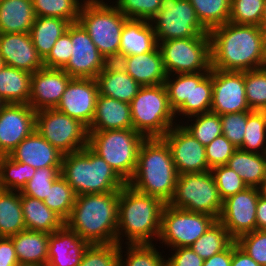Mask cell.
<instances>
[{"mask_svg": "<svg viewBox=\"0 0 266 266\" xmlns=\"http://www.w3.org/2000/svg\"><path fill=\"white\" fill-rule=\"evenodd\" d=\"M237 245L260 266H266V230H255L240 236Z\"/></svg>", "mask_w": 266, "mask_h": 266, "instance_id": "51", "label": "cell"}, {"mask_svg": "<svg viewBox=\"0 0 266 266\" xmlns=\"http://www.w3.org/2000/svg\"><path fill=\"white\" fill-rule=\"evenodd\" d=\"M96 79L72 78L56 109L90 127L98 96Z\"/></svg>", "mask_w": 266, "mask_h": 266, "instance_id": "19", "label": "cell"}, {"mask_svg": "<svg viewBox=\"0 0 266 266\" xmlns=\"http://www.w3.org/2000/svg\"><path fill=\"white\" fill-rule=\"evenodd\" d=\"M162 139L167 143L179 175L210 171L205 146L181 125H174Z\"/></svg>", "mask_w": 266, "mask_h": 266, "instance_id": "16", "label": "cell"}, {"mask_svg": "<svg viewBox=\"0 0 266 266\" xmlns=\"http://www.w3.org/2000/svg\"><path fill=\"white\" fill-rule=\"evenodd\" d=\"M130 107L133 129L145 138H162L178 124L164 84L141 86Z\"/></svg>", "mask_w": 266, "mask_h": 266, "instance_id": "8", "label": "cell"}, {"mask_svg": "<svg viewBox=\"0 0 266 266\" xmlns=\"http://www.w3.org/2000/svg\"><path fill=\"white\" fill-rule=\"evenodd\" d=\"M118 203L119 192L76 196L65 225L90 245L117 243Z\"/></svg>", "mask_w": 266, "mask_h": 266, "instance_id": "3", "label": "cell"}, {"mask_svg": "<svg viewBox=\"0 0 266 266\" xmlns=\"http://www.w3.org/2000/svg\"><path fill=\"white\" fill-rule=\"evenodd\" d=\"M150 22L157 43L209 33L200 23L189 0H162L159 12Z\"/></svg>", "mask_w": 266, "mask_h": 266, "instance_id": "13", "label": "cell"}, {"mask_svg": "<svg viewBox=\"0 0 266 266\" xmlns=\"http://www.w3.org/2000/svg\"><path fill=\"white\" fill-rule=\"evenodd\" d=\"M167 75L210 72L209 33L197 37L179 38L158 43Z\"/></svg>", "mask_w": 266, "mask_h": 266, "instance_id": "10", "label": "cell"}, {"mask_svg": "<svg viewBox=\"0 0 266 266\" xmlns=\"http://www.w3.org/2000/svg\"><path fill=\"white\" fill-rule=\"evenodd\" d=\"M0 56L6 66L30 73L44 67L29 33H0Z\"/></svg>", "mask_w": 266, "mask_h": 266, "instance_id": "21", "label": "cell"}, {"mask_svg": "<svg viewBox=\"0 0 266 266\" xmlns=\"http://www.w3.org/2000/svg\"><path fill=\"white\" fill-rule=\"evenodd\" d=\"M125 250H122L124 249ZM153 244L120 245L119 266H167L165 256ZM125 255H124V253ZM126 256V257H125Z\"/></svg>", "mask_w": 266, "mask_h": 266, "instance_id": "37", "label": "cell"}, {"mask_svg": "<svg viewBox=\"0 0 266 266\" xmlns=\"http://www.w3.org/2000/svg\"><path fill=\"white\" fill-rule=\"evenodd\" d=\"M36 129L29 104H6L0 112V156H7Z\"/></svg>", "mask_w": 266, "mask_h": 266, "instance_id": "18", "label": "cell"}, {"mask_svg": "<svg viewBox=\"0 0 266 266\" xmlns=\"http://www.w3.org/2000/svg\"><path fill=\"white\" fill-rule=\"evenodd\" d=\"M256 230H266V199L260 196L256 206Z\"/></svg>", "mask_w": 266, "mask_h": 266, "instance_id": "59", "label": "cell"}, {"mask_svg": "<svg viewBox=\"0 0 266 266\" xmlns=\"http://www.w3.org/2000/svg\"><path fill=\"white\" fill-rule=\"evenodd\" d=\"M252 111L246 100L244 71L212 68L211 110L218 115Z\"/></svg>", "mask_w": 266, "mask_h": 266, "instance_id": "15", "label": "cell"}, {"mask_svg": "<svg viewBox=\"0 0 266 266\" xmlns=\"http://www.w3.org/2000/svg\"><path fill=\"white\" fill-rule=\"evenodd\" d=\"M95 79L99 95L129 104L141 87L118 62H108Z\"/></svg>", "mask_w": 266, "mask_h": 266, "instance_id": "25", "label": "cell"}, {"mask_svg": "<svg viewBox=\"0 0 266 266\" xmlns=\"http://www.w3.org/2000/svg\"><path fill=\"white\" fill-rule=\"evenodd\" d=\"M111 1V0H110ZM115 1V2H114ZM111 3L128 19L151 21L162 0H114Z\"/></svg>", "mask_w": 266, "mask_h": 266, "instance_id": "49", "label": "cell"}, {"mask_svg": "<svg viewBox=\"0 0 266 266\" xmlns=\"http://www.w3.org/2000/svg\"><path fill=\"white\" fill-rule=\"evenodd\" d=\"M262 112H263V115H264V117H265V121H266V109H263V110H261Z\"/></svg>", "mask_w": 266, "mask_h": 266, "instance_id": "66", "label": "cell"}, {"mask_svg": "<svg viewBox=\"0 0 266 266\" xmlns=\"http://www.w3.org/2000/svg\"><path fill=\"white\" fill-rule=\"evenodd\" d=\"M164 206L161 199L126 184L119 191L117 244H153L157 241Z\"/></svg>", "mask_w": 266, "mask_h": 266, "instance_id": "2", "label": "cell"}, {"mask_svg": "<svg viewBox=\"0 0 266 266\" xmlns=\"http://www.w3.org/2000/svg\"><path fill=\"white\" fill-rule=\"evenodd\" d=\"M35 130L62 154L88 146V128L56 108L36 112Z\"/></svg>", "mask_w": 266, "mask_h": 266, "instance_id": "12", "label": "cell"}, {"mask_svg": "<svg viewBox=\"0 0 266 266\" xmlns=\"http://www.w3.org/2000/svg\"><path fill=\"white\" fill-rule=\"evenodd\" d=\"M210 171L214 177L222 200H225L231 195L242 192L248 187L243 179L227 165L214 167Z\"/></svg>", "mask_w": 266, "mask_h": 266, "instance_id": "50", "label": "cell"}, {"mask_svg": "<svg viewBox=\"0 0 266 266\" xmlns=\"http://www.w3.org/2000/svg\"><path fill=\"white\" fill-rule=\"evenodd\" d=\"M63 155L35 130L19 143L9 156L19 163H26L38 169L61 166Z\"/></svg>", "mask_w": 266, "mask_h": 266, "instance_id": "24", "label": "cell"}, {"mask_svg": "<svg viewBox=\"0 0 266 266\" xmlns=\"http://www.w3.org/2000/svg\"><path fill=\"white\" fill-rule=\"evenodd\" d=\"M20 199L26 229L51 234L65 225V221L44 201L21 193Z\"/></svg>", "mask_w": 266, "mask_h": 266, "instance_id": "30", "label": "cell"}, {"mask_svg": "<svg viewBox=\"0 0 266 266\" xmlns=\"http://www.w3.org/2000/svg\"><path fill=\"white\" fill-rule=\"evenodd\" d=\"M265 0H231L229 22L261 25Z\"/></svg>", "mask_w": 266, "mask_h": 266, "instance_id": "46", "label": "cell"}, {"mask_svg": "<svg viewBox=\"0 0 266 266\" xmlns=\"http://www.w3.org/2000/svg\"><path fill=\"white\" fill-rule=\"evenodd\" d=\"M117 62L141 86L164 84L167 78L159 46L141 55L121 57Z\"/></svg>", "mask_w": 266, "mask_h": 266, "instance_id": "23", "label": "cell"}, {"mask_svg": "<svg viewBox=\"0 0 266 266\" xmlns=\"http://www.w3.org/2000/svg\"><path fill=\"white\" fill-rule=\"evenodd\" d=\"M145 139L134 129L88 131V147L126 183L135 173L139 148Z\"/></svg>", "mask_w": 266, "mask_h": 266, "instance_id": "7", "label": "cell"}, {"mask_svg": "<svg viewBox=\"0 0 266 266\" xmlns=\"http://www.w3.org/2000/svg\"><path fill=\"white\" fill-rule=\"evenodd\" d=\"M61 176L77 196L119 192L127 183L88 146L63 155Z\"/></svg>", "mask_w": 266, "mask_h": 266, "instance_id": "5", "label": "cell"}, {"mask_svg": "<svg viewBox=\"0 0 266 266\" xmlns=\"http://www.w3.org/2000/svg\"><path fill=\"white\" fill-rule=\"evenodd\" d=\"M111 4L105 0H85L80 9L78 22L88 32L105 59L108 62H117L121 33L128 18Z\"/></svg>", "mask_w": 266, "mask_h": 266, "instance_id": "6", "label": "cell"}, {"mask_svg": "<svg viewBox=\"0 0 266 266\" xmlns=\"http://www.w3.org/2000/svg\"><path fill=\"white\" fill-rule=\"evenodd\" d=\"M223 135L237 148L243 145L246 132L247 112L220 115Z\"/></svg>", "mask_w": 266, "mask_h": 266, "instance_id": "52", "label": "cell"}, {"mask_svg": "<svg viewBox=\"0 0 266 266\" xmlns=\"http://www.w3.org/2000/svg\"><path fill=\"white\" fill-rule=\"evenodd\" d=\"M71 57L62 68L72 78L95 79L108 61L98 51L88 32L79 23L70 24Z\"/></svg>", "mask_w": 266, "mask_h": 266, "instance_id": "14", "label": "cell"}, {"mask_svg": "<svg viewBox=\"0 0 266 266\" xmlns=\"http://www.w3.org/2000/svg\"><path fill=\"white\" fill-rule=\"evenodd\" d=\"M178 176L167 143L162 138H146L139 148L135 173L127 184L168 204Z\"/></svg>", "mask_w": 266, "mask_h": 266, "instance_id": "4", "label": "cell"}, {"mask_svg": "<svg viewBox=\"0 0 266 266\" xmlns=\"http://www.w3.org/2000/svg\"><path fill=\"white\" fill-rule=\"evenodd\" d=\"M18 263L12 239L0 237V266H16Z\"/></svg>", "mask_w": 266, "mask_h": 266, "instance_id": "56", "label": "cell"}, {"mask_svg": "<svg viewBox=\"0 0 266 266\" xmlns=\"http://www.w3.org/2000/svg\"><path fill=\"white\" fill-rule=\"evenodd\" d=\"M211 68L249 71L266 67L259 26L227 22L209 31Z\"/></svg>", "mask_w": 266, "mask_h": 266, "instance_id": "1", "label": "cell"}, {"mask_svg": "<svg viewBox=\"0 0 266 266\" xmlns=\"http://www.w3.org/2000/svg\"><path fill=\"white\" fill-rule=\"evenodd\" d=\"M76 194L60 175L49 188L44 204L58 214L64 221L68 219L76 201Z\"/></svg>", "mask_w": 266, "mask_h": 266, "instance_id": "42", "label": "cell"}, {"mask_svg": "<svg viewBox=\"0 0 266 266\" xmlns=\"http://www.w3.org/2000/svg\"><path fill=\"white\" fill-rule=\"evenodd\" d=\"M259 31L261 34L263 52H264V55L266 56V24H261L259 26Z\"/></svg>", "mask_w": 266, "mask_h": 266, "instance_id": "60", "label": "cell"}, {"mask_svg": "<svg viewBox=\"0 0 266 266\" xmlns=\"http://www.w3.org/2000/svg\"><path fill=\"white\" fill-rule=\"evenodd\" d=\"M71 23L57 17H36L30 29V36L42 60L49 54L59 37Z\"/></svg>", "mask_w": 266, "mask_h": 266, "instance_id": "32", "label": "cell"}, {"mask_svg": "<svg viewBox=\"0 0 266 266\" xmlns=\"http://www.w3.org/2000/svg\"><path fill=\"white\" fill-rule=\"evenodd\" d=\"M217 219L165 204L161 214L160 245L168 249L190 247Z\"/></svg>", "mask_w": 266, "mask_h": 266, "instance_id": "11", "label": "cell"}, {"mask_svg": "<svg viewBox=\"0 0 266 266\" xmlns=\"http://www.w3.org/2000/svg\"><path fill=\"white\" fill-rule=\"evenodd\" d=\"M4 61L2 59V57L0 56V70L2 69V67L4 66Z\"/></svg>", "mask_w": 266, "mask_h": 266, "instance_id": "64", "label": "cell"}, {"mask_svg": "<svg viewBox=\"0 0 266 266\" xmlns=\"http://www.w3.org/2000/svg\"><path fill=\"white\" fill-rule=\"evenodd\" d=\"M185 120L187 123L181 121L180 124L204 146L223 134L220 115L213 112L197 114Z\"/></svg>", "mask_w": 266, "mask_h": 266, "instance_id": "39", "label": "cell"}, {"mask_svg": "<svg viewBox=\"0 0 266 266\" xmlns=\"http://www.w3.org/2000/svg\"><path fill=\"white\" fill-rule=\"evenodd\" d=\"M212 103V68L210 72L192 73L191 116L208 113Z\"/></svg>", "mask_w": 266, "mask_h": 266, "instance_id": "44", "label": "cell"}, {"mask_svg": "<svg viewBox=\"0 0 266 266\" xmlns=\"http://www.w3.org/2000/svg\"><path fill=\"white\" fill-rule=\"evenodd\" d=\"M227 166L233 169L248 187H258L266 177V154L237 149Z\"/></svg>", "mask_w": 266, "mask_h": 266, "instance_id": "33", "label": "cell"}, {"mask_svg": "<svg viewBox=\"0 0 266 266\" xmlns=\"http://www.w3.org/2000/svg\"><path fill=\"white\" fill-rule=\"evenodd\" d=\"M258 191H259V196L261 198L266 199V177L262 180V182L260 183V185L257 187Z\"/></svg>", "mask_w": 266, "mask_h": 266, "instance_id": "61", "label": "cell"}, {"mask_svg": "<svg viewBox=\"0 0 266 266\" xmlns=\"http://www.w3.org/2000/svg\"><path fill=\"white\" fill-rule=\"evenodd\" d=\"M158 46L151 22L128 19L121 33L119 59L124 56L141 55Z\"/></svg>", "mask_w": 266, "mask_h": 266, "instance_id": "27", "label": "cell"}, {"mask_svg": "<svg viewBox=\"0 0 266 266\" xmlns=\"http://www.w3.org/2000/svg\"><path fill=\"white\" fill-rule=\"evenodd\" d=\"M16 266H34V265L18 263Z\"/></svg>", "mask_w": 266, "mask_h": 266, "instance_id": "65", "label": "cell"}, {"mask_svg": "<svg viewBox=\"0 0 266 266\" xmlns=\"http://www.w3.org/2000/svg\"><path fill=\"white\" fill-rule=\"evenodd\" d=\"M85 0H32L36 17H57L70 23L78 22Z\"/></svg>", "mask_w": 266, "mask_h": 266, "instance_id": "41", "label": "cell"}, {"mask_svg": "<svg viewBox=\"0 0 266 266\" xmlns=\"http://www.w3.org/2000/svg\"><path fill=\"white\" fill-rule=\"evenodd\" d=\"M35 18L32 0H0V33H29Z\"/></svg>", "mask_w": 266, "mask_h": 266, "instance_id": "29", "label": "cell"}, {"mask_svg": "<svg viewBox=\"0 0 266 266\" xmlns=\"http://www.w3.org/2000/svg\"><path fill=\"white\" fill-rule=\"evenodd\" d=\"M32 73L4 65L0 70V97L7 104H29Z\"/></svg>", "mask_w": 266, "mask_h": 266, "instance_id": "31", "label": "cell"}, {"mask_svg": "<svg viewBox=\"0 0 266 266\" xmlns=\"http://www.w3.org/2000/svg\"><path fill=\"white\" fill-rule=\"evenodd\" d=\"M234 241L223 224L216 220L190 247L206 260L226 250Z\"/></svg>", "mask_w": 266, "mask_h": 266, "instance_id": "36", "label": "cell"}, {"mask_svg": "<svg viewBox=\"0 0 266 266\" xmlns=\"http://www.w3.org/2000/svg\"><path fill=\"white\" fill-rule=\"evenodd\" d=\"M168 251L172 254L169 253L170 257L166 259L167 266H203L204 260L191 247H178Z\"/></svg>", "mask_w": 266, "mask_h": 266, "instance_id": "55", "label": "cell"}, {"mask_svg": "<svg viewBox=\"0 0 266 266\" xmlns=\"http://www.w3.org/2000/svg\"><path fill=\"white\" fill-rule=\"evenodd\" d=\"M72 42L70 36V25L64 34L58 38L49 54L43 59L45 68L62 69L70 60Z\"/></svg>", "mask_w": 266, "mask_h": 266, "instance_id": "54", "label": "cell"}, {"mask_svg": "<svg viewBox=\"0 0 266 266\" xmlns=\"http://www.w3.org/2000/svg\"><path fill=\"white\" fill-rule=\"evenodd\" d=\"M119 255L117 243L89 245L78 266H119Z\"/></svg>", "mask_w": 266, "mask_h": 266, "instance_id": "48", "label": "cell"}, {"mask_svg": "<svg viewBox=\"0 0 266 266\" xmlns=\"http://www.w3.org/2000/svg\"><path fill=\"white\" fill-rule=\"evenodd\" d=\"M36 168L13 160L9 155L0 156V188L2 190L19 191L33 177Z\"/></svg>", "mask_w": 266, "mask_h": 266, "instance_id": "38", "label": "cell"}, {"mask_svg": "<svg viewBox=\"0 0 266 266\" xmlns=\"http://www.w3.org/2000/svg\"><path fill=\"white\" fill-rule=\"evenodd\" d=\"M259 191L247 187L223 200L219 221L236 241L240 236L256 230V206Z\"/></svg>", "mask_w": 266, "mask_h": 266, "instance_id": "17", "label": "cell"}, {"mask_svg": "<svg viewBox=\"0 0 266 266\" xmlns=\"http://www.w3.org/2000/svg\"><path fill=\"white\" fill-rule=\"evenodd\" d=\"M244 83L250 109H266V67L244 71Z\"/></svg>", "mask_w": 266, "mask_h": 266, "instance_id": "45", "label": "cell"}, {"mask_svg": "<svg viewBox=\"0 0 266 266\" xmlns=\"http://www.w3.org/2000/svg\"><path fill=\"white\" fill-rule=\"evenodd\" d=\"M237 148L222 134L205 146L207 164L210 169L227 165Z\"/></svg>", "mask_w": 266, "mask_h": 266, "instance_id": "53", "label": "cell"}, {"mask_svg": "<svg viewBox=\"0 0 266 266\" xmlns=\"http://www.w3.org/2000/svg\"><path fill=\"white\" fill-rule=\"evenodd\" d=\"M25 229L20 192L0 189V237H10Z\"/></svg>", "mask_w": 266, "mask_h": 266, "instance_id": "35", "label": "cell"}, {"mask_svg": "<svg viewBox=\"0 0 266 266\" xmlns=\"http://www.w3.org/2000/svg\"><path fill=\"white\" fill-rule=\"evenodd\" d=\"M164 85L178 123L183 118L185 121V118L191 117L192 73L167 75Z\"/></svg>", "mask_w": 266, "mask_h": 266, "instance_id": "34", "label": "cell"}, {"mask_svg": "<svg viewBox=\"0 0 266 266\" xmlns=\"http://www.w3.org/2000/svg\"><path fill=\"white\" fill-rule=\"evenodd\" d=\"M200 23L208 30L229 22L231 0H189Z\"/></svg>", "mask_w": 266, "mask_h": 266, "instance_id": "40", "label": "cell"}, {"mask_svg": "<svg viewBox=\"0 0 266 266\" xmlns=\"http://www.w3.org/2000/svg\"><path fill=\"white\" fill-rule=\"evenodd\" d=\"M261 24H266V0L264 2Z\"/></svg>", "mask_w": 266, "mask_h": 266, "instance_id": "62", "label": "cell"}, {"mask_svg": "<svg viewBox=\"0 0 266 266\" xmlns=\"http://www.w3.org/2000/svg\"><path fill=\"white\" fill-rule=\"evenodd\" d=\"M170 206L190 212L220 217L223 200L211 171L178 176Z\"/></svg>", "mask_w": 266, "mask_h": 266, "instance_id": "9", "label": "cell"}, {"mask_svg": "<svg viewBox=\"0 0 266 266\" xmlns=\"http://www.w3.org/2000/svg\"><path fill=\"white\" fill-rule=\"evenodd\" d=\"M60 171L61 166L36 169L33 177L26 183L20 193L43 201L47 197L53 182L61 175Z\"/></svg>", "mask_w": 266, "mask_h": 266, "instance_id": "47", "label": "cell"}, {"mask_svg": "<svg viewBox=\"0 0 266 266\" xmlns=\"http://www.w3.org/2000/svg\"><path fill=\"white\" fill-rule=\"evenodd\" d=\"M117 129H133L130 104L98 94L93 121L88 131Z\"/></svg>", "mask_w": 266, "mask_h": 266, "instance_id": "26", "label": "cell"}, {"mask_svg": "<svg viewBox=\"0 0 266 266\" xmlns=\"http://www.w3.org/2000/svg\"><path fill=\"white\" fill-rule=\"evenodd\" d=\"M231 266H260L244 250H242L234 241L232 243V261Z\"/></svg>", "mask_w": 266, "mask_h": 266, "instance_id": "57", "label": "cell"}, {"mask_svg": "<svg viewBox=\"0 0 266 266\" xmlns=\"http://www.w3.org/2000/svg\"><path fill=\"white\" fill-rule=\"evenodd\" d=\"M18 262L34 266H47L49 234L25 229L13 236Z\"/></svg>", "mask_w": 266, "mask_h": 266, "instance_id": "28", "label": "cell"}, {"mask_svg": "<svg viewBox=\"0 0 266 266\" xmlns=\"http://www.w3.org/2000/svg\"><path fill=\"white\" fill-rule=\"evenodd\" d=\"M72 79L63 69L41 68L32 73L29 106L36 112L54 109Z\"/></svg>", "mask_w": 266, "mask_h": 266, "instance_id": "20", "label": "cell"}, {"mask_svg": "<svg viewBox=\"0 0 266 266\" xmlns=\"http://www.w3.org/2000/svg\"><path fill=\"white\" fill-rule=\"evenodd\" d=\"M246 132L241 150L266 154V121L262 111H247Z\"/></svg>", "mask_w": 266, "mask_h": 266, "instance_id": "43", "label": "cell"}, {"mask_svg": "<svg viewBox=\"0 0 266 266\" xmlns=\"http://www.w3.org/2000/svg\"><path fill=\"white\" fill-rule=\"evenodd\" d=\"M7 103L0 97V112Z\"/></svg>", "mask_w": 266, "mask_h": 266, "instance_id": "63", "label": "cell"}, {"mask_svg": "<svg viewBox=\"0 0 266 266\" xmlns=\"http://www.w3.org/2000/svg\"><path fill=\"white\" fill-rule=\"evenodd\" d=\"M232 244L224 251L204 260L203 266H231Z\"/></svg>", "mask_w": 266, "mask_h": 266, "instance_id": "58", "label": "cell"}, {"mask_svg": "<svg viewBox=\"0 0 266 266\" xmlns=\"http://www.w3.org/2000/svg\"><path fill=\"white\" fill-rule=\"evenodd\" d=\"M89 245L64 225L49 234L47 266H78Z\"/></svg>", "mask_w": 266, "mask_h": 266, "instance_id": "22", "label": "cell"}]
</instances>
